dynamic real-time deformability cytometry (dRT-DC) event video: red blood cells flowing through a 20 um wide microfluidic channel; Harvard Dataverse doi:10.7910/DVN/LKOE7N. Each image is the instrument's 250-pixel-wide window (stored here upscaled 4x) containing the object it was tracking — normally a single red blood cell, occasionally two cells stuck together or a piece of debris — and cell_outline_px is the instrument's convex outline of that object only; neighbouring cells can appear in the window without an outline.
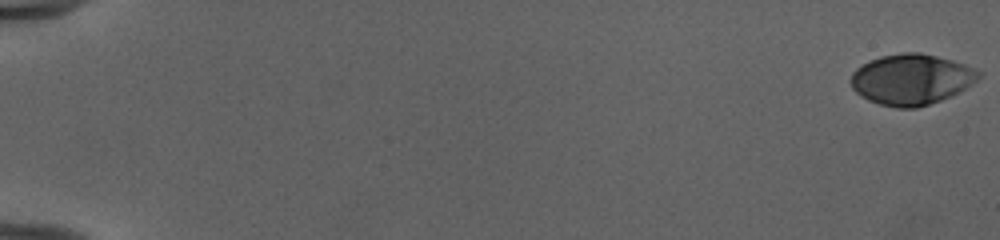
{"species": "human", "species_latin": "Homo sapiens", "temperature_condition": "cold", "stored_images_in_passage": 53, "camera_frame_rate_fps": 3000, "um_per_image_px": 0.085, "donor": {"sex": "female"}, "frame": {"image": 1, "passage_image": 1, "time_ms": 0.0, "image_size_px": [1000, 240], "cell_outline_px": [[980, 76], [972, 84], [960, 92], [952, 96], [916, 108], [896, 108], [880, 104], [868, 100], [860, 96], [852, 88], [848, 80], [852, 72], [856, 68], [880, 56], [904, 52], [920, 52], [952, 60], [964, 64], [980, 72]], "centroid_in_image_um": [77.43, 6.75], "position_along_channel_um": 7.6, "area_um2": 37.8}}
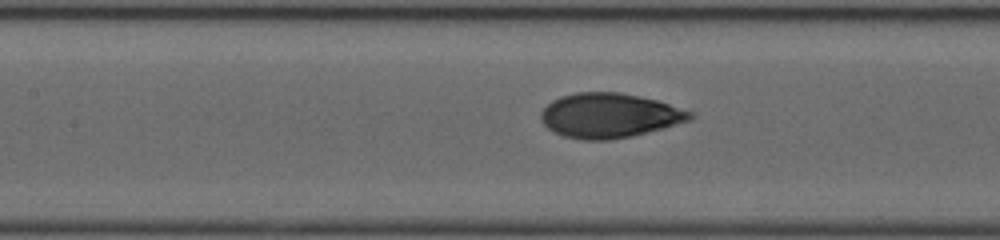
{"frame": {"image": 2, "passage_image": 27, "time_ms": 8.667, "image_size_px": [1000, 240], "cell_outline_px": [[696, 116], [692, 120], [632, 136], [612, 140], [584, 140], [564, 136], [548, 128], [540, 120], [540, 112], [552, 100], [560, 96], [576, 92], [620, 92], [640, 96], [656, 100], [692, 112]], "centroid_in_image_um": [51.79, 9.81], "position_along_channel_um": 155.6, "area_um2": 38.78}}
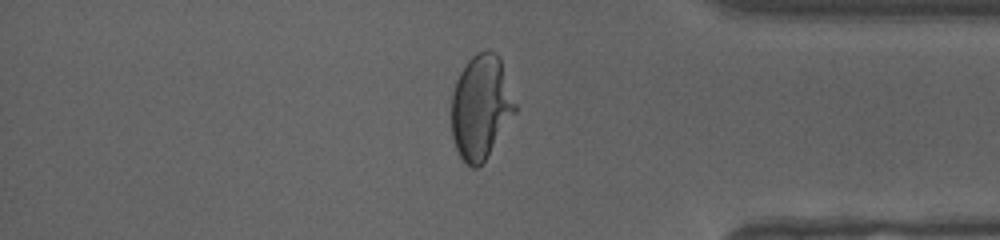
{"frame": {"image": 3, "passage_image": 46, "time_ms": 15.0, "image_size_px": [1000, 240], "cell_outline_px": [[516, 112], [484, 160], [476, 168], [472, 168], [460, 156], [456, 148], [452, 136], [452, 92], [456, 80], [460, 72], [468, 60], [476, 52], [496, 52], [500, 60], [516, 104]], "centroid_in_image_um": [40.86, 9.09], "position_along_channel_um": 394.3, "area_um2": 37.97}, "authors_computed_cell_mechanics": {"area_um2": 37.8012, "velocity_mm_per_s": 3.9995, "shape_relaxation_time_tau1_ms": 4.2104, "shape_relaxation_time_tau2_ms": null, "deformation_change_tau1": 0.2007, "deformation_change_tau2": null}}